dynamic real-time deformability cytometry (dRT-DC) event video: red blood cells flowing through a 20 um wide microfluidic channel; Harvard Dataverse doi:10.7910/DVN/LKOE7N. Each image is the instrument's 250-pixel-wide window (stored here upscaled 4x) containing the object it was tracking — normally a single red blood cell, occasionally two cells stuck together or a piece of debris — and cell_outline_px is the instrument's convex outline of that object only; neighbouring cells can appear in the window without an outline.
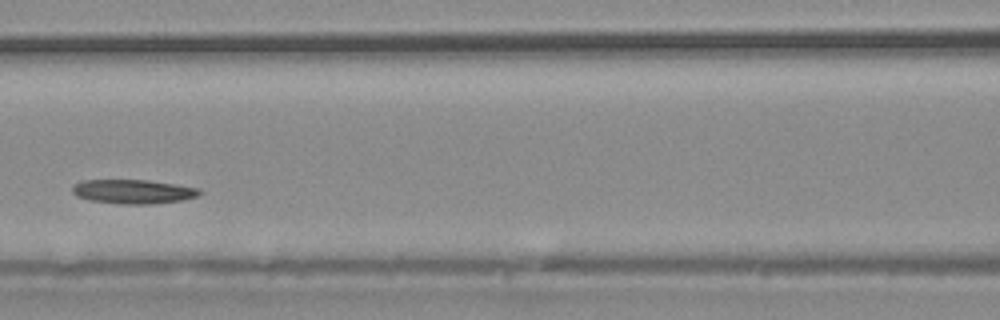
{"species": "common noctule bat (a hibernating species)", "species_latin": "Nyctalus noctula", "temperature_condition": "warm", "stored_images_in_passage": 24, "camera_frame_rate_fps": 3000, "um_per_image_px": 0.085, "animal": {"sex": "male", "body_mass_g": 20.4}, "frame": {"image": 1, "passage_image": 8, "time_ms": 2.333, "image_size_px": [1000, 320], "cell_outline_px": [[200, 192], [196, 196], [184, 200], [152, 204], [124, 204], [88, 200], [76, 196], [72, 192], [72, 188], [76, 184], [84, 180], [148, 180], [200, 188]], "centroid_in_image_um": [11.32, 16.29], "position_along_channel_um": 155.3, "area_um2": 17.8}}